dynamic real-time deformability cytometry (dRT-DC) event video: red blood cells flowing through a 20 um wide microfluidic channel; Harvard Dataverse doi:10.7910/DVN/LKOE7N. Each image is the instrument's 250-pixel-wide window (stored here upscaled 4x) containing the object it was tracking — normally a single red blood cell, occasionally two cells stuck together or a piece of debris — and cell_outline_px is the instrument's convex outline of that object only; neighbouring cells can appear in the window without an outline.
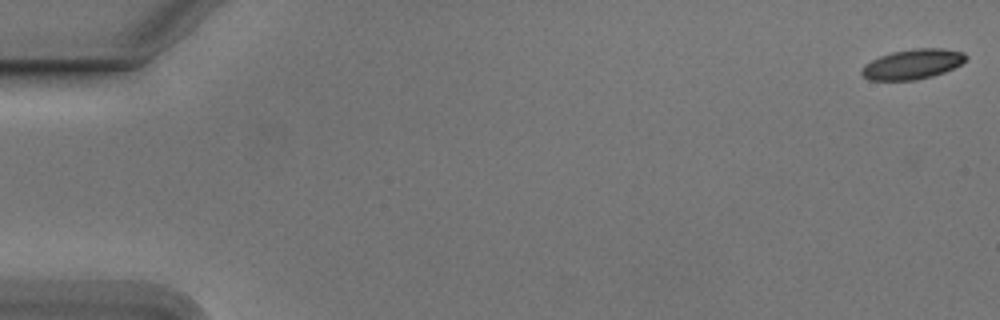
{"species": "Egyptian fruit bat (a non-hibernating species)", "species_latin": "Rousettus aegyptiacus", "temperature_condition": "cold", "stored_images_in_passage": 18, "camera_frame_rate_fps": 3000, "um_per_image_px": 0.085, "animal": {"sex": "male"}, "frame": {"image": 1, "passage_image": 1, "time_ms": 0.0, "image_size_px": [1000, 320], "cell_outline_px": [[968, 56], [960, 64], [944, 72], [932, 76], [916, 80], [868, 80], [860, 72], [864, 64], [880, 56], [892, 52], [912, 48], [944, 48], [964, 52]], "centroid_in_image_um": [77.56, 5.44], "position_along_channel_um": 7.4, "area_um2": 18.21}}
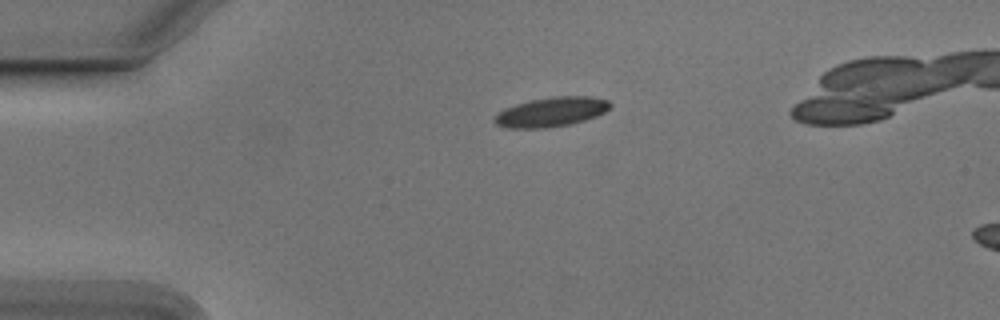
{"frame": {"image": 2, "passage_image": 13, "time_ms": 4.0, "image_size_px": [1000, 320], "cell_outline_px": [[612, 104], [604, 112], [596, 116], [572, 124], [548, 128], [508, 128], [496, 124], [492, 120], [504, 108], [516, 104], [532, 100], [556, 96], [592, 96], [608, 100]], "centroid_in_image_um": [46.87, 9.52], "position_along_channel_um": 38.1, "area_um2": 19.83}}